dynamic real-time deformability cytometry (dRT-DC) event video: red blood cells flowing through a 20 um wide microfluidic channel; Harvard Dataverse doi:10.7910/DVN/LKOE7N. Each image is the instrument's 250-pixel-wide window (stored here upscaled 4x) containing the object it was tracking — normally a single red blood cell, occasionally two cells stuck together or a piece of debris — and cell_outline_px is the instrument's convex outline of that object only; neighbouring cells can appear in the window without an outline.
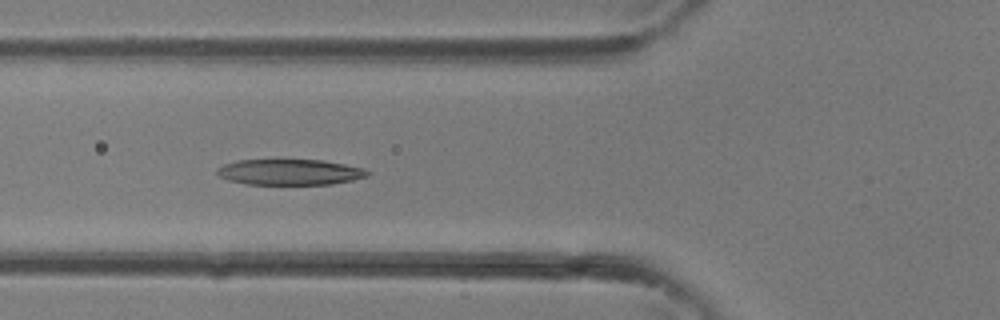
{"species": "common noctule bat (a hibernating species)", "species_latin": "Nyctalus noctula", "temperature_condition": "room temperature", "stored_images_in_passage": 24, "camera_frame_rate_fps": 3000, "um_per_image_px": 0.085, "animal": {"sex": "female"}, "frame": {"image": 1, "passage_image": 4, "time_ms": 1.0, "image_size_px": [1000, 320], "cell_outline_px": [[372, 172], [368, 176], [352, 180], [332, 184], [244, 184], [228, 180], [220, 176], [216, 172], [216, 168], [224, 164], [240, 160], [324, 160], [364, 168]], "centroid_in_image_um": [24.65, 14.63], "position_along_channel_um": 101.2, "area_um2": 22.6}}
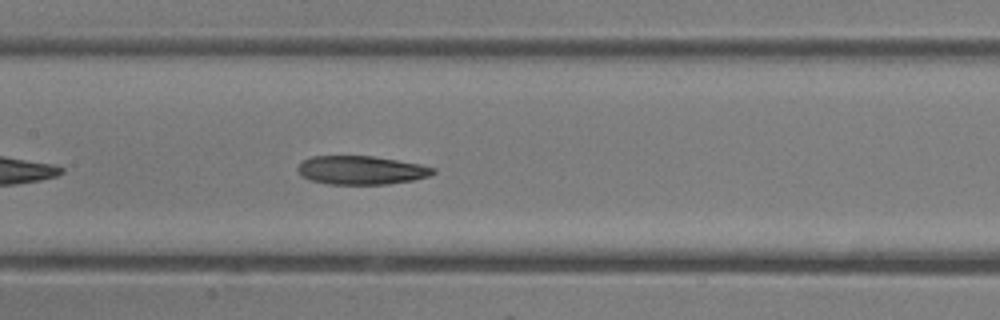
{"frame": {"image": 2, "passage_image": 8, "time_ms": 2.333, "image_size_px": [1000, 320], "cell_outline_px": [[436, 172], [428, 176], [412, 180], [388, 184], [328, 184], [308, 180], [296, 168], [304, 160], [312, 156], [372, 156], [420, 164], [436, 168]], "centroid_in_image_um": [30.71, 14.46], "position_along_channel_um": 176.7, "area_um2": 22.43}}
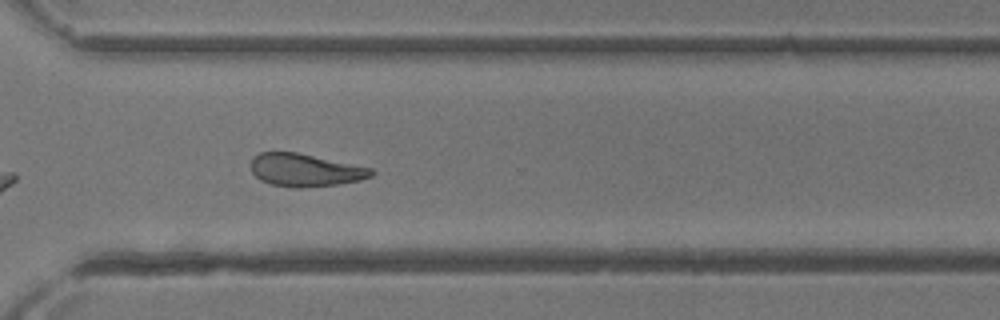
{"frame": {"image": 3, "passage_image": 17, "time_ms": 5.333, "image_size_px": [1000, 320], "cell_outline_px": [[376, 172], [372, 176], [360, 180], [336, 184], [300, 188], [296, 188], [272, 184], [260, 180], [252, 172], [252, 156], [260, 152], [296, 152], [372, 168]], "centroid_in_image_um": [25.94, 14.45], "position_along_channel_um": 344.7, "area_um2": 22.83}}